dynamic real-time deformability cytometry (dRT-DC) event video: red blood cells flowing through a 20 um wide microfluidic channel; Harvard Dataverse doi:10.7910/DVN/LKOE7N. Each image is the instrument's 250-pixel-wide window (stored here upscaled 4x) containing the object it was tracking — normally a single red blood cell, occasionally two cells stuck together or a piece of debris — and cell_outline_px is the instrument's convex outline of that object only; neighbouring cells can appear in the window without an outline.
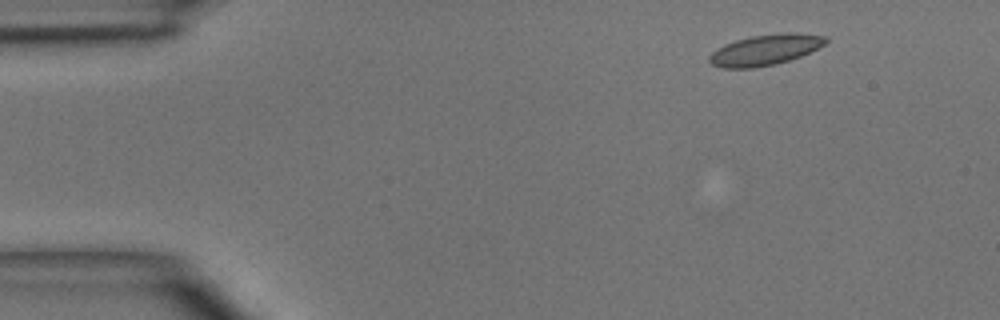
{"species": "common noctule bat (a hibernating species)", "species_latin": "Nyctalus noctula", "temperature_condition": "room temperature", "stored_images_in_passage": 5, "camera_frame_rate_fps": 3000, "um_per_image_px": 0.085, "animal": {"sex": "male", "body_mass_g": 15.6}, "frame": {"image": 1, "passage_image": 1, "time_ms": 0.0, "image_size_px": [1000, 320], "cell_outline_px": [[828, 40], [824, 44], [800, 56], [776, 64], [752, 68], [720, 68], [712, 64], [708, 60], [708, 56], [716, 48], [724, 44], [736, 40], [752, 36], [784, 32], [796, 32], [828, 36]], "centroid_in_image_um": [65.01, 4.23], "position_along_channel_um": 20.0, "area_um2": 20.87}}
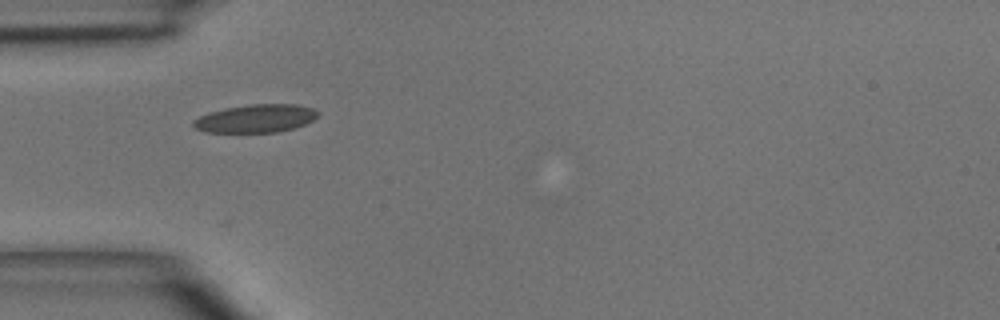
{"frame": {"image": 2, "passage_image": 3, "time_ms": 3.0, "image_size_px": [1000, 320], "cell_outline_px": [[320, 112], [312, 120], [296, 128], [276, 132], [208, 132], [196, 128], [192, 124], [192, 120], [208, 112], [224, 108], [252, 104], [296, 104], [312, 108]], "centroid_in_image_um": [21.73, 10.06], "position_along_channel_um": 63.3, "area_um2": 20.35}}